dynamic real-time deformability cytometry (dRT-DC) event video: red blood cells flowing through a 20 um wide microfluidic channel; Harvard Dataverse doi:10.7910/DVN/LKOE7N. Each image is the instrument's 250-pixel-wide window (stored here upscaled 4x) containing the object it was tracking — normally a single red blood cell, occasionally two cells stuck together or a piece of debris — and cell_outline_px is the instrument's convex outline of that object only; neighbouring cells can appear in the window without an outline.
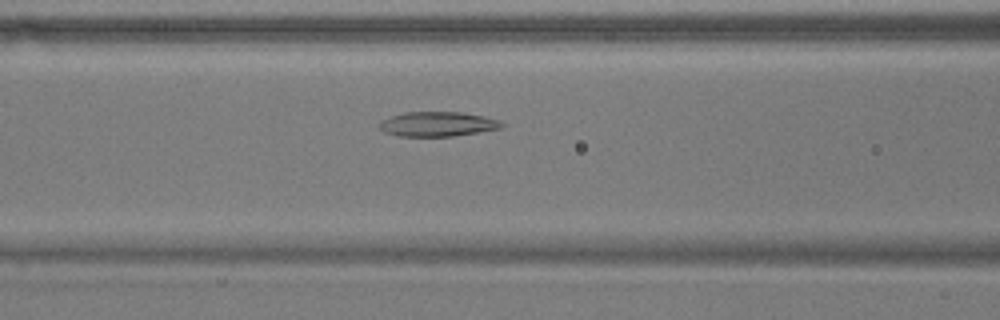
{"species": "common noctule bat (a hibernating species)", "species_latin": "Nyctalus noctula", "temperature_condition": "warm", "stored_images_in_passage": 48, "camera_frame_rate_fps": 3000, "um_per_image_px": 0.085, "animal": {"sex": "male", "body_mass_g": 17.9}, "frame": {"image": 1, "passage_image": 15, "time_ms": 4.667, "image_size_px": [1000, 320], "cell_outline_px": [[504, 124], [500, 128], [452, 136], [396, 136], [384, 132], [380, 128], [380, 120], [404, 112], [464, 112], [484, 116], [500, 120]], "centroid_in_image_um": [37.18, 10.54], "position_along_channel_um": 129.4, "area_um2": 17.51}}
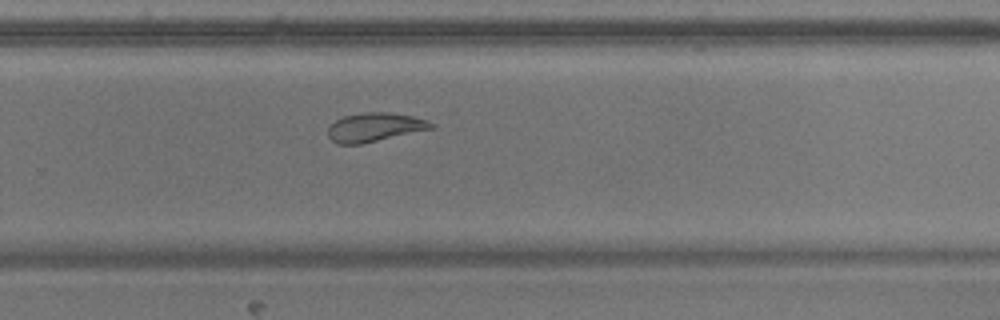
{"frame": {"image": 2, "passage_image": 29, "time_ms": 9.333, "image_size_px": [1000, 320], "cell_outline_px": [[436, 128], [360, 144], [336, 144], [328, 136], [328, 128], [336, 120], [344, 116], [360, 112], [388, 112], [416, 116], [428, 120], [436, 124]], "centroid_in_image_um": [31.9, 10.8], "position_along_channel_um": 297.9, "area_um2": 17.57}}
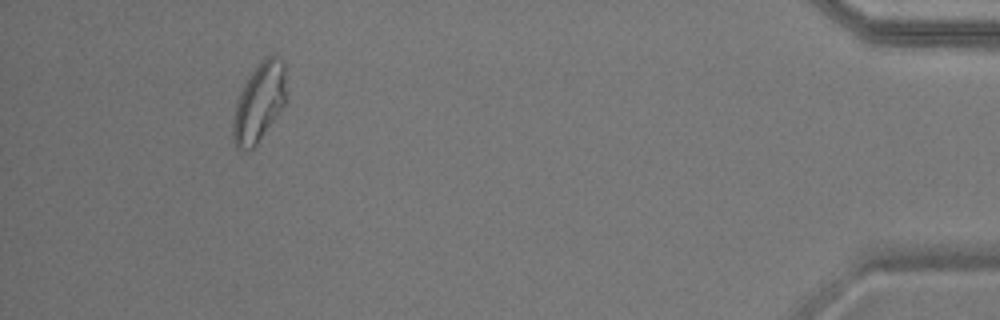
{"frame": {"image": 3, "passage_image": 44, "time_ms": 14.333, "image_size_px": [1000, 320], "cell_outline_px": [[288, 100], [256, 144], [248, 152], [236, 148], [232, 136], [232, 124], [236, 104], [240, 92], [244, 84], [260, 60], [264, 56], [272, 52], [284, 60]], "centroid_in_image_um": [22.07, 8.65], "position_along_channel_um": 413.1, "area_um2": 24.91}, "authors_computed_cell_mechanics": {"area_um2": 19.363, "velocity_mm_per_s": 3.6247, "shape_relaxation_time_tau1_ms": null, "shape_relaxation_time_tau2_ms": 2.6913, "deformation_change_tau1": null, "deformation_change_tau2": 0.0917}}